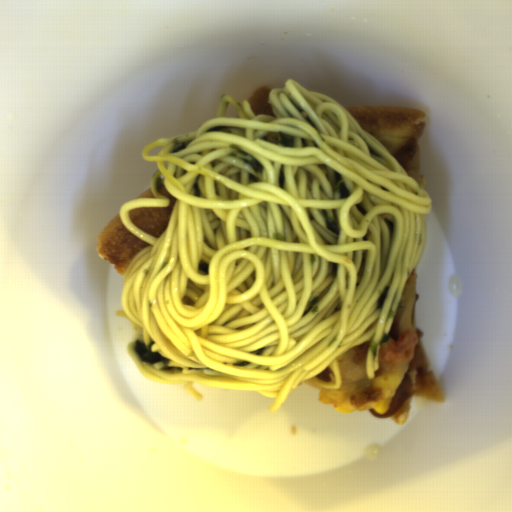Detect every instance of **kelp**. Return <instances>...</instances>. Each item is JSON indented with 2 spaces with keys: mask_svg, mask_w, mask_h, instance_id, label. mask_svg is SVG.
<instances>
[{
  "mask_svg": "<svg viewBox=\"0 0 512 512\" xmlns=\"http://www.w3.org/2000/svg\"><path fill=\"white\" fill-rule=\"evenodd\" d=\"M155 344V342L147 343L145 341L135 339L133 341V350L141 362L151 365L160 372L177 376L183 373V368L180 366H170L171 359L160 354L158 351H153Z\"/></svg>",
  "mask_w": 512,
  "mask_h": 512,
  "instance_id": "kelp-1",
  "label": "kelp"
},
{
  "mask_svg": "<svg viewBox=\"0 0 512 512\" xmlns=\"http://www.w3.org/2000/svg\"><path fill=\"white\" fill-rule=\"evenodd\" d=\"M325 227L335 236H340L342 232L341 219L337 210L326 208L322 210Z\"/></svg>",
  "mask_w": 512,
  "mask_h": 512,
  "instance_id": "kelp-2",
  "label": "kelp"
},
{
  "mask_svg": "<svg viewBox=\"0 0 512 512\" xmlns=\"http://www.w3.org/2000/svg\"><path fill=\"white\" fill-rule=\"evenodd\" d=\"M261 140L269 142L271 144L280 146L282 148H294V137L276 132L269 131L262 136Z\"/></svg>",
  "mask_w": 512,
  "mask_h": 512,
  "instance_id": "kelp-3",
  "label": "kelp"
},
{
  "mask_svg": "<svg viewBox=\"0 0 512 512\" xmlns=\"http://www.w3.org/2000/svg\"><path fill=\"white\" fill-rule=\"evenodd\" d=\"M332 175L335 179V194H337L339 199L342 200L348 198L350 192L342 173L335 169L334 171H332Z\"/></svg>",
  "mask_w": 512,
  "mask_h": 512,
  "instance_id": "kelp-4",
  "label": "kelp"
},
{
  "mask_svg": "<svg viewBox=\"0 0 512 512\" xmlns=\"http://www.w3.org/2000/svg\"><path fill=\"white\" fill-rule=\"evenodd\" d=\"M376 336H377V333L372 334L371 337L369 338V342H368V348L372 352V358H375V359L379 356L380 349H381L382 345L390 340V335L386 334V333L382 334V339L379 341L376 339Z\"/></svg>",
  "mask_w": 512,
  "mask_h": 512,
  "instance_id": "kelp-5",
  "label": "kelp"
},
{
  "mask_svg": "<svg viewBox=\"0 0 512 512\" xmlns=\"http://www.w3.org/2000/svg\"><path fill=\"white\" fill-rule=\"evenodd\" d=\"M390 288H391V286H387L380 293L379 297L376 300L377 309H381V310L384 309L386 302L388 300Z\"/></svg>",
  "mask_w": 512,
  "mask_h": 512,
  "instance_id": "kelp-6",
  "label": "kelp"
},
{
  "mask_svg": "<svg viewBox=\"0 0 512 512\" xmlns=\"http://www.w3.org/2000/svg\"><path fill=\"white\" fill-rule=\"evenodd\" d=\"M244 164L250 166L254 172L257 174H262L264 171V166L256 159H243L241 160Z\"/></svg>",
  "mask_w": 512,
  "mask_h": 512,
  "instance_id": "kelp-7",
  "label": "kelp"
},
{
  "mask_svg": "<svg viewBox=\"0 0 512 512\" xmlns=\"http://www.w3.org/2000/svg\"><path fill=\"white\" fill-rule=\"evenodd\" d=\"M307 307H308V310L312 313V314H316L318 313L319 311V307H320V297L317 295V296H313L308 304H307Z\"/></svg>",
  "mask_w": 512,
  "mask_h": 512,
  "instance_id": "kelp-8",
  "label": "kelp"
},
{
  "mask_svg": "<svg viewBox=\"0 0 512 512\" xmlns=\"http://www.w3.org/2000/svg\"><path fill=\"white\" fill-rule=\"evenodd\" d=\"M233 129L230 125H224V126H214L212 128L207 129L206 133H231L232 134Z\"/></svg>",
  "mask_w": 512,
  "mask_h": 512,
  "instance_id": "kelp-9",
  "label": "kelp"
},
{
  "mask_svg": "<svg viewBox=\"0 0 512 512\" xmlns=\"http://www.w3.org/2000/svg\"><path fill=\"white\" fill-rule=\"evenodd\" d=\"M189 141H178V140L175 141V145L171 150L172 154H177V153L185 150L188 147Z\"/></svg>",
  "mask_w": 512,
  "mask_h": 512,
  "instance_id": "kelp-10",
  "label": "kelp"
},
{
  "mask_svg": "<svg viewBox=\"0 0 512 512\" xmlns=\"http://www.w3.org/2000/svg\"><path fill=\"white\" fill-rule=\"evenodd\" d=\"M252 364L253 363H251L250 361L237 360L236 362L233 363V366L238 368H245L251 366Z\"/></svg>",
  "mask_w": 512,
  "mask_h": 512,
  "instance_id": "kelp-11",
  "label": "kelp"
},
{
  "mask_svg": "<svg viewBox=\"0 0 512 512\" xmlns=\"http://www.w3.org/2000/svg\"><path fill=\"white\" fill-rule=\"evenodd\" d=\"M248 353L254 354V355L259 356V357L260 356H264L265 353H266V347L265 346L264 347H260L259 349L254 350V351H250Z\"/></svg>",
  "mask_w": 512,
  "mask_h": 512,
  "instance_id": "kelp-12",
  "label": "kelp"
}]
</instances>
